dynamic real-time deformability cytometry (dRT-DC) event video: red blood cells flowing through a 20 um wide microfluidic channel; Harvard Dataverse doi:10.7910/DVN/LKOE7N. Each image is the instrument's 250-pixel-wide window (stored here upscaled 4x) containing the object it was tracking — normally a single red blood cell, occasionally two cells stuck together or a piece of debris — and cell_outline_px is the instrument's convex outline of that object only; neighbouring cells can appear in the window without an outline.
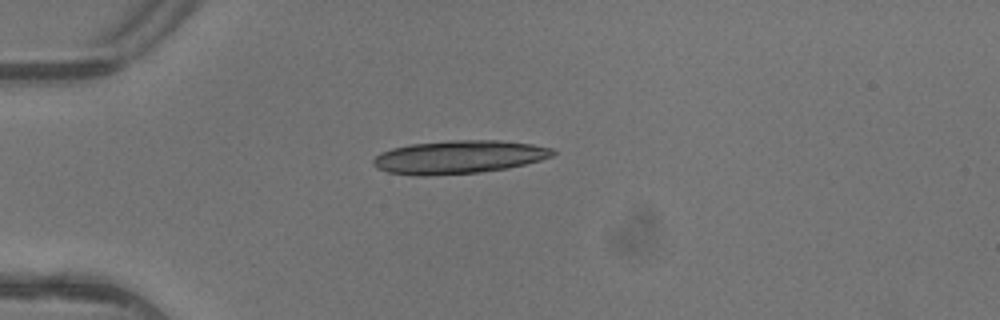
{"species": "common noctule bat (a hibernating species)", "species_latin": "Nyctalus noctula", "temperature_condition": "warm", "stored_images_in_passage": 2, "camera_frame_rate_fps": 3000, "um_per_image_px": 0.085, "animal": {"sex": "female"}, "frame": {"image": 1, "passage_image": 1, "time_ms": 0.0, "image_size_px": [1000, 320], "cell_outline_px": [[556, 152], [552, 156], [540, 160], [508, 168], [480, 172], [428, 176], [420, 176], [388, 172], [376, 168], [372, 164], [372, 160], [380, 152], [392, 148], [412, 144], [448, 140], [500, 140], [532, 144], [552, 148]], "centroid_in_image_um": [38.97, 13.35], "position_along_channel_um": 46.0, "area_um2": 34.85}}